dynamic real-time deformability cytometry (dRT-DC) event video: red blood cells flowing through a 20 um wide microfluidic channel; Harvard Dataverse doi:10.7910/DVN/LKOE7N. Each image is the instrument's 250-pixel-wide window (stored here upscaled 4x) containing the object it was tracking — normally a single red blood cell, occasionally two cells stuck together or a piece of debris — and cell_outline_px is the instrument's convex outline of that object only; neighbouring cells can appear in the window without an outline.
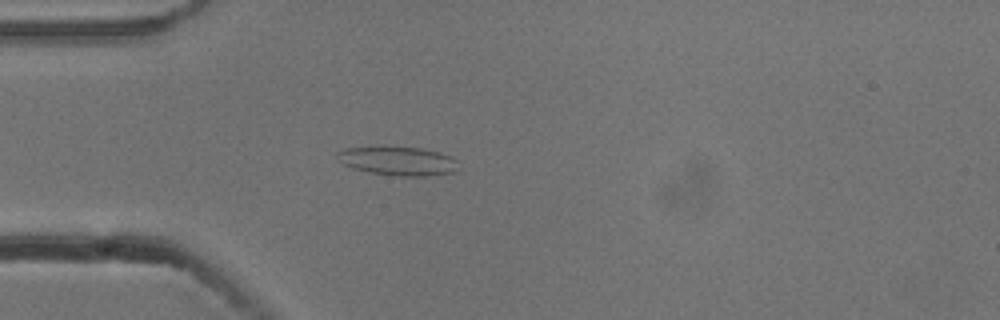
{"species": "common noctule bat (a hibernating species)", "species_latin": "Nyctalus noctula", "temperature_condition": "cold", "stored_images_in_passage": 53, "camera_frame_rate_fps": 3000, "um_per_image_px": 0.085, "animal": {"sex": "male", "body_mass_g": 13.3}, "frame": {"image": 1, "passage_image": 14, "time_ms": 4.333, "image_size_px": [1000, 320], "cell_outline_px": [[456, 172], [428, 176], [400, 176], [372, 172], [352, 168], [344, 164], [336, 156], [336, 152], [348, 148], [420, 148], [436, 152], [448, 156], [456, 160]], "centroid_in_image_um": [33.84, 13.71], "position_along_channel_um": 51.2, "area_um2": 19.59}}
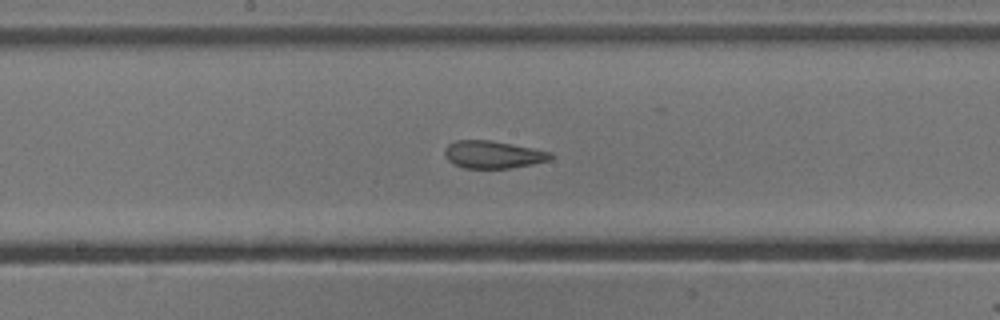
{"frame": {"image": 2, "passage_image": 27, "time_ms": 8.667, "image_size_px": [1000, 320], "cell_outline_px": [[552, 160], [512, 168], [464, 168], [448, 160], [444, 152], [448, 144], [456, 140], [488, 140], [548, 152], [552, 156]], "centroid_in_image_um": [41.87, 13.15], "position_along_channel_um": 206.3, "area_um2": 16.53}}
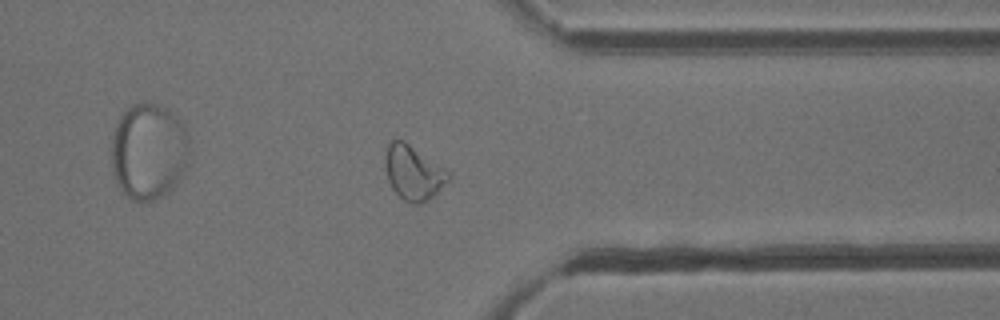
{"frame": {"image": 3, "passage_image": 41, "time_ms": 13.333, "image_size_px": [1000, 320], "cell_outline_px": [[452, 176], [432, 196], [420, 204], [412, 204], [404, 200], [392, 188], [388, 180], [388, 144], [392, 140], [404, 140], [448, 172]], "centroid_in_image_um": [35.16, 14.7], "position_along_channel_um": 376.2, "area_um2": 18.96}, "authors_computed_cell_mechanics": {"area_um2": 19.363, "velocity_mm_per_s": 3.7751, "shape_relaxation_time_tau1_ms": 10.2384, "shape_relaxation_time_tau2_ms": 1.6827, "deformation_change_tau1": 0.2183, "deformation_change_tau2": 0.0806}}